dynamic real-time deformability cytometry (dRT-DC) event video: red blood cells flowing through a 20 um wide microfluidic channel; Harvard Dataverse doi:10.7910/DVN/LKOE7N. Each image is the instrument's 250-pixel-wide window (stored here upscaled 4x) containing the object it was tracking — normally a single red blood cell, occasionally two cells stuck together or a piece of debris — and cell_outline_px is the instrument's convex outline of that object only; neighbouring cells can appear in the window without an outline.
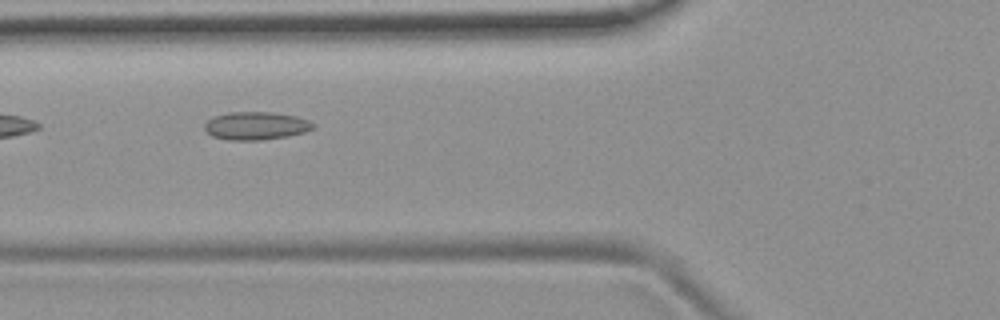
{"species": "common noctule bat (a hibernating species)", "species_latin": "Nyctalus noctula", "temperature_condition": "room temperature", "stored_images_in_passage": 9, "camera_frame_rate_fps": 3000, "um_per_image_px": 0.085, "animal": {"sex": "female", "body_mass_g": 19.9}, "frame": {"image": 1, "passage_image": 6, "time_ms": 6.0, "image_size_px": [1000, 320], "cell_outline_px": [[316, 124], [312, 128], [304, 132], [288, 136], [260, 140], [228, 140], [212, 136], [204, 128], [204, 124], [212, 116], [228, 112], [272, 112], [296, 116], [308, 120]], "centroid_in_image_um": [21.73, 10.68], "position_along_channel_um": 104.1, "area_um2": 17.74}}
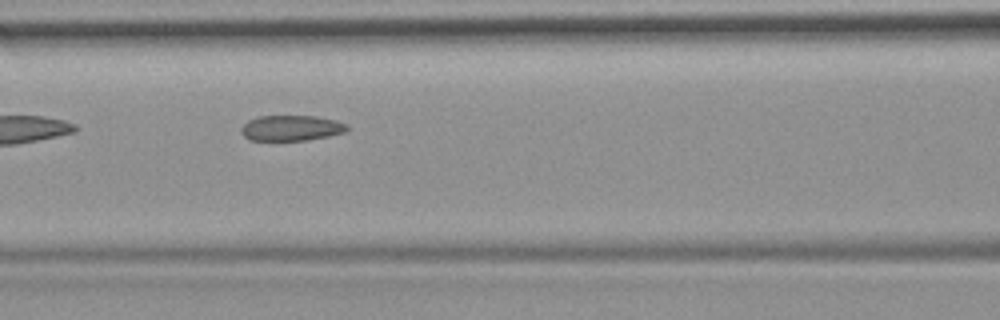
{"frame": {"image": 2, "passage_image": 7, "time_ms": 7.0, "image_size_px": [1000, 320], "cell_outline_px": [[348, 128], [344, 132], [328, 136], [308, 140], [248, 140], [240, 132], [240, 128], [248, 120], [260, 116], [316, 116], [336, 120], [348, 124]], "centroid_in_image_um": [24.74, 10.88], "position_along_channel_um": 141.9, "area_um2": 15.78}}
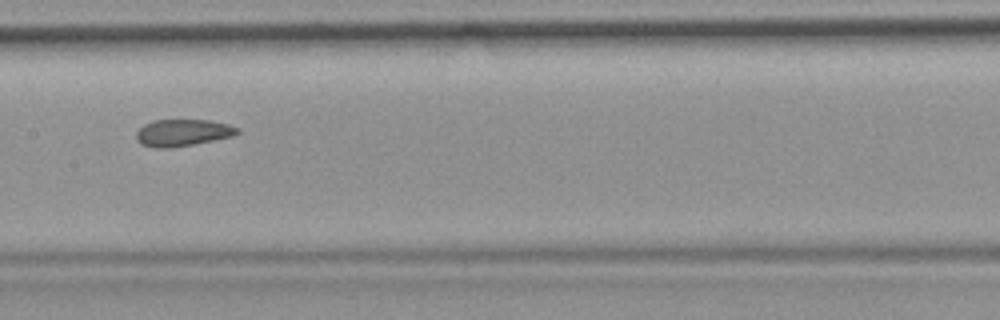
{"frame": {"image": 3, "passage_image": 8, "time_ms": 8.333, "image_size_px": [1000, 320], "cell_outline_px": [[240, 132], [236, 136], [172, 148], [156, 148], [140, 144], [136, 140], [136, 132], [144, 124], [152, 120], [208, 120], [228, 124], [240, 128]], "centroid_in_image_um": [15.54, 11.28], "position_along_channel_um": 191.9, "area_um2": 16.07}}